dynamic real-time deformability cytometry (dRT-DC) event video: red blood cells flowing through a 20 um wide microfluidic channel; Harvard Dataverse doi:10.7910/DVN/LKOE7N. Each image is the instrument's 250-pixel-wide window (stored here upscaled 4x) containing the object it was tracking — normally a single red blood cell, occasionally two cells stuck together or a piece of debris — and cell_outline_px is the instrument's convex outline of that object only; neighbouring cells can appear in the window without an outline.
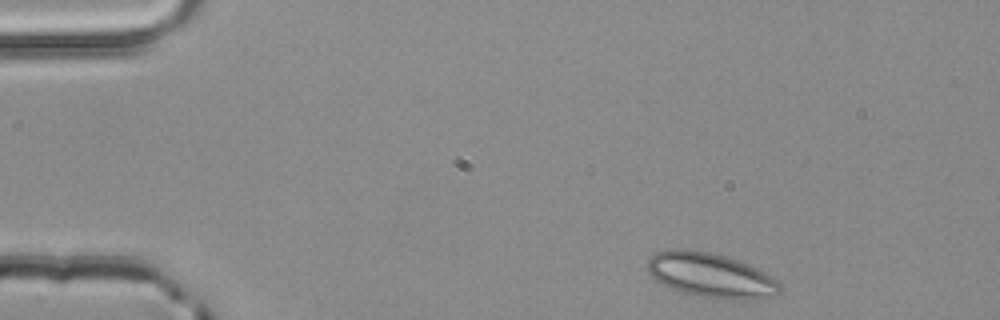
{"species": "common noctule bat (a hibernating species)", "species_latin": "Nyctalus noctula", "temperature_condition": "room temperature", "stored_images_in_passage": 4, "camera_frame_rate_fps": 3000, "um_per_image_px": 0.085, "animal": {"sex": "male", "body_mass_g": 20.4}, "frame": {"image": 1, "passage_image": 1, "time_ms": 0.0, "image_size_px": [1000, 320], "cell_outline_px": [[780, 288], [776, 296], [744, 300], [736, 300], [704, 296], [680, 292], [656, 280], [648, 272], [648, 256], [656, 252], [672, 248], [688, 248], [712, 252], [748, 264], [764, 272], [776, 280], [780, 284]], "centroid_in_image_um": [60.38, 23.37], "position_along_channel_um": 24.6, "area_um2": 34.33}}
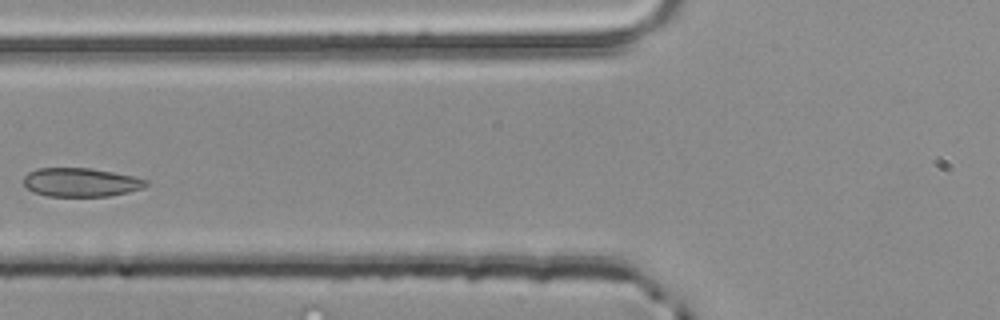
{"frame": {"image": 2, "passage_image": 4, "time_ms": 1.0, "image_size_px": [1000, 320], "cell_outline_px": [[148, 184], [140, 188], [128, 192], [108, 196], [48, 196], [36, 192], [28, 188], [24, 184], [24, 176], [28, 172], [36, 168], [88, 168], [112, 172], [132, 176], [148, 180]], "centroid_in_image_um": [6.85, 15.49], "position_along_channel_um": 119.0, "area_um2": 20.23}}